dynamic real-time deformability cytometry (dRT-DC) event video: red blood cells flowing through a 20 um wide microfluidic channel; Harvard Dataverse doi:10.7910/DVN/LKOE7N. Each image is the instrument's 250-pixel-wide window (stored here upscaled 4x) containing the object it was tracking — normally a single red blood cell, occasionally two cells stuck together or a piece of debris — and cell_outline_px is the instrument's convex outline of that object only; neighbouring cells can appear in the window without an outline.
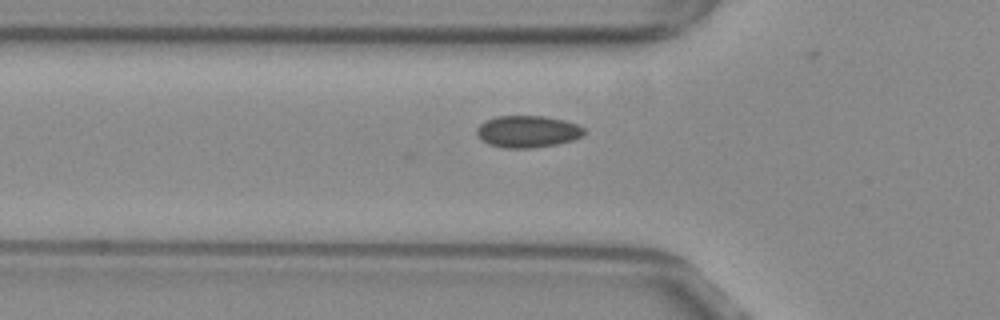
{"species": "common noctule bat (a hibernating species)", "species_latin": "Nyctalus noctula", "temperature_condition": "warm", "stored_images_in_passage": 37, "camera_frame_rate_fps": 3000, "um_per_image_px": 0.085, "animal": {"sex": "female", "body_mass_g": 29.2, "forearm_length_mm": 56.3}, "frame": {"image": 1, "passage_image": 3, "time_ms": 0.667, "image_size_px": [1000, 320], "cell_outline_px": [[588, 132], [584, 136], [572, 140], [556, 144], [532, 148], [504, 148], [488, 144], [480, 140], [476, 132], [476, 128], [484, 120], [496, 116], [544, 116], [564, 120], [576, 124], [584, 128]], "centroid_in_image_um": [44.84, 11.18], "position_along_channel_um": 81.0, "area_um2": 20.23}}
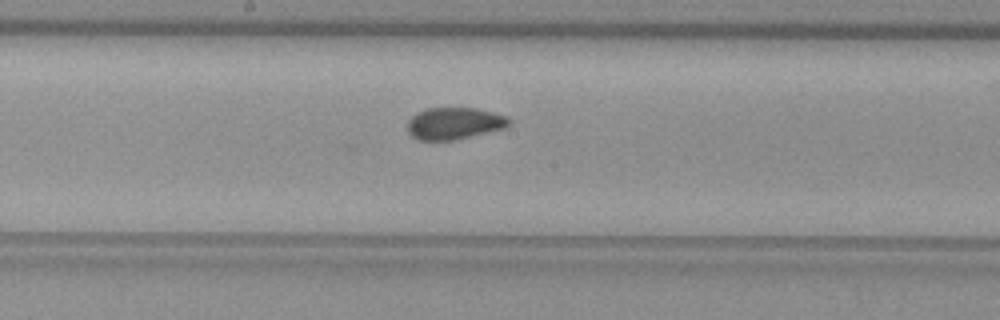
{"frame": {"image": 2, "passage_image": 13, "time_ms": 4.0, "image_size_px": [1000, 320], "cell_outline_px": [[512, 124], [504, 128], [456, 140], [420, 140], [412, 136], [408, 132], [408, 120], [416, 112], [428, 108], [476, 108], [508, 116], [512, 120]], "centroid_in_image_um": [38.64, 10.48], "position_along_channel_um": 209.6, "area_um2": 19.02}}
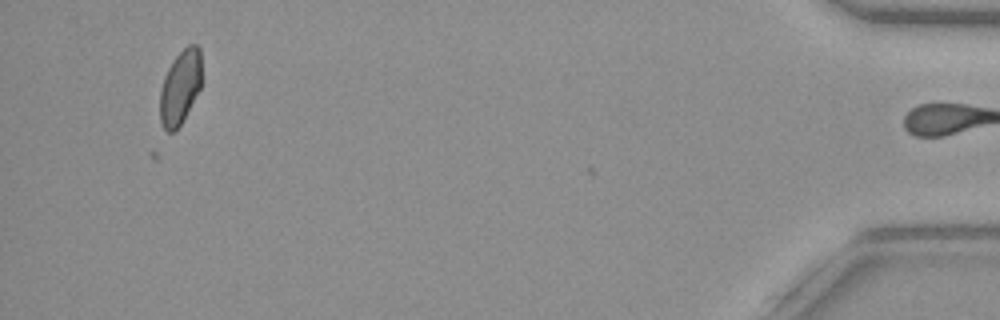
{"frame": {"image": 3, "passage_image": 36, "time_ms": 11.667, "image_size_px": [1000, 320], "cell_outline_px": [[200, 88], [180, 124], [172, 132], [168, 132], [164, 128], [160, 120], [160, 88], [164, 76], [172, 60], [188, 44], [196, 44], [200, 48]], "centroid_in_image_um": [15.29, 7.38], "position_along_channel_um": 419.9, "area_um2": 17.69}}